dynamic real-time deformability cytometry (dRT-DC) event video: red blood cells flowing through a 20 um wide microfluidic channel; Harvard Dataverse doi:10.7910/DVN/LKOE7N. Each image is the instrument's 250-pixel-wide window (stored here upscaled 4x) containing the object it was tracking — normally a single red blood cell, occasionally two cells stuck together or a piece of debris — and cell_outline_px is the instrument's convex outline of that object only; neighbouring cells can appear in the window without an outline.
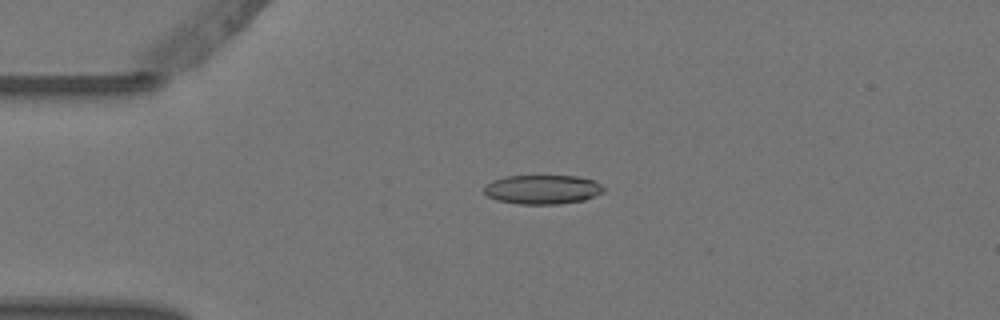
{"species": "Egyptian fruit bat (a non-hibernating species)", "species_latin": "Rousettus aegyptiacus", "temperature_condition": "warm", "stored_images_in_passage": 3, "camera_frame_rate_fps": 3000, "um_per_image_px": 0.085, "animal": {"sex": "female"}, "frame": {"image": 1, "passage_image": 3, "time_ms": 0.667, "image_size_px": [1000, 320], "cell_outline_px": [[604, 192], [584, 200], [560, 204], [520, 204], [496, 200], [488, 196], [484, 192], [484, 184], [492, 180], [504, 176], [576, 176], [596, 180], [604, 188]], "centroid_in_image_um": [46.1, 16.1], "position_along_channel_um": 38.9, "area_um2": 20.52}}